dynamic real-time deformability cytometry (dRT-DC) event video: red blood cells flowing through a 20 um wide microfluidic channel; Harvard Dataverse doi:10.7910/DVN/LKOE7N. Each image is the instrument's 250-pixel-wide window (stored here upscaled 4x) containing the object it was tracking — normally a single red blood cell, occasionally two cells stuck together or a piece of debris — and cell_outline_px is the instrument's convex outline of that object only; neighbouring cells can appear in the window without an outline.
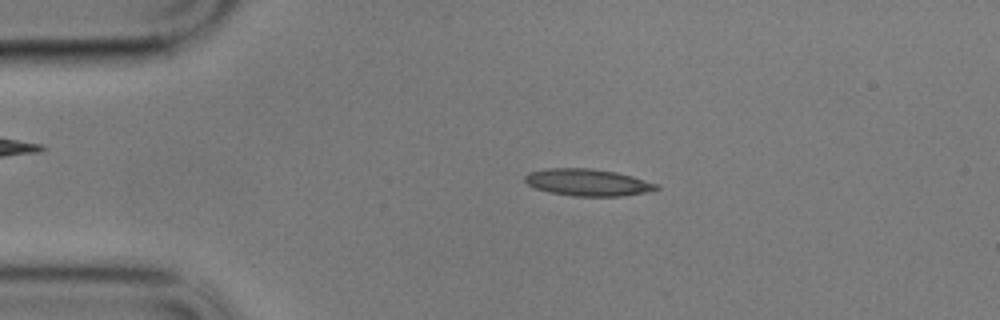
{"species": "common noctule bat (a hibernating species)", "species_latin": "Nyctalus noctula", "temperature_condition": "cold", "stored_images_in_passage": 57, "camera_frame_rate_fps": 3000, "um_per_image_px": 0.085, "animal": {"sex": "male", "body_mass_g": 17.9}, "frame": {"image": 1, "passage_image": 11, "time_ms": 3.333, "image_size_px": [1000, 320], "cell_outline_px": [[660, 188], [644, 192], [620, 196], [572, 196], [548, 192], [536, 188], [528, 184], [524, 180], [524, 176], [528, 172], [544, 168], [592, 168], [616, 172], [632, 176], [660, 184]], "centroid_in_image_um": [49.93, 15.49], "position_along_channel_um": 35.1, "area_um2": 20.75}}
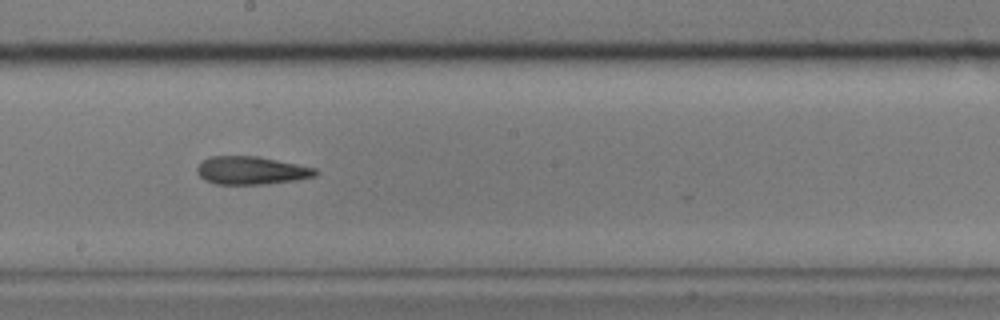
{"frame": {"image": 2, "passage_image": 31, "time_ms": 10.0, "image_size_px": [1000, 320], "cell_outline_px": [[320, 172], [316, 176], [296, 180], [264, 184], [216, 184], [204, 180], [196, 172], [196, 168], [208, 156], [256, 156], [316, 168]], "centroid_in_image_um": [21.36, 14.49], "position_along_channel_um": 226.8, "area_um2": 19.31}}
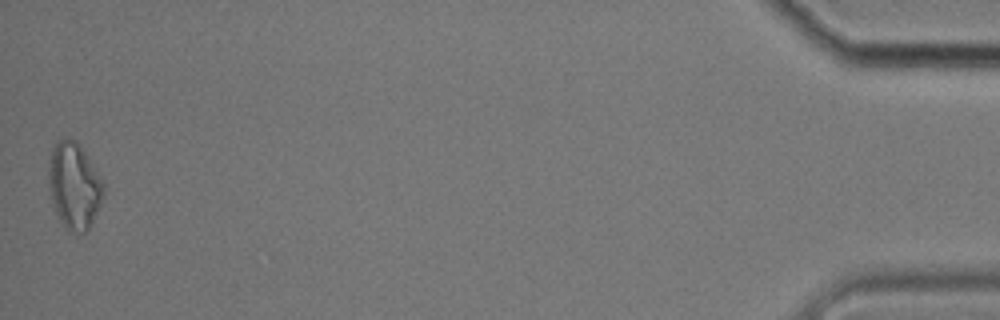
{"frame": {"image": 3, "passage_image": 57, "time_ms": 18.667, "image_size_px": [1000, 320], "cell_outline_px": [[104, 196], [92, 224], [84, 232], [68, 232], [60, 220], [56, 212], [52, 200], [48, 180], [48, 168], [52, 148], [56, 140], [64, 136], [76, 140], [84, 152], [104, 184]], "centroid_in_image_um": [6.29, 15.77], "position_along_channel_um": 428.9, "area_um2": 27.57}, "authors_computed_cell_mechanics": {"area_um2": 19.5942, "velocity_mm_per_s": 3.4009, "shape_relaxation_time_tau1_ms": null, "shape_relaxation_time_tau2_ms": 6.6273, "deformation_change_tau1": null, "deformation_change_tau2": 0.1861}}